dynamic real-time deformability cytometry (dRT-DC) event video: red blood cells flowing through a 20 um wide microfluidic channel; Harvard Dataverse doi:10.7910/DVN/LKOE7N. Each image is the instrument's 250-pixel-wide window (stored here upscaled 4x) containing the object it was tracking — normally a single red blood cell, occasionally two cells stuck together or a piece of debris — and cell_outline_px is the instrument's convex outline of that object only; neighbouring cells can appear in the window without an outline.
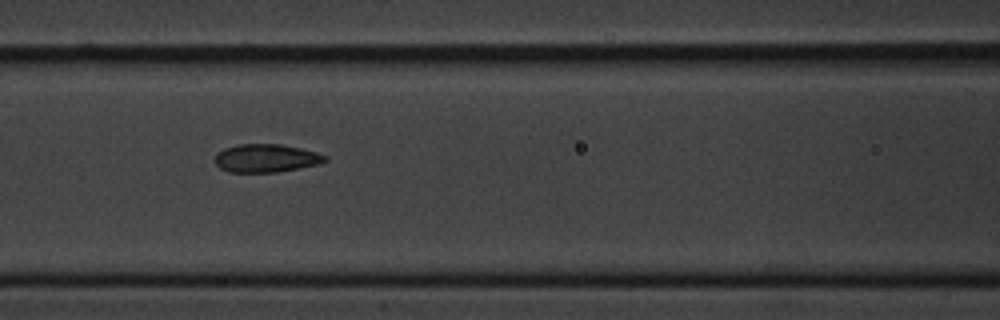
{"species": "common noctule bat (a hibernating species)", "species_latin": "Nyctalus noctula", "temperature_condition": "cold", "stored_images_in_passage": 4, "camera_frame_rate_fps": 3000, "um_per_image_px": 0.085, "animal": {"sex": "male", "body_mass_g": 20.1, "forearm_length_mm": 53.5}, "frame": {"image": 1, "passage_image": 3, "time_ms": 2.333, "image_size_px": [1000, 320], "cell_outline_px": [[328, 160], [316, 164], [276, 172], [232, 172], [220, 168], [212, 160], [216, 152], [224, 148], [240, 144], [280, 144], [300, 148], [316, 152], [328, 156]], "centroid_in_image_um": [22.56, 13.43], "position_along_channel_um": 144.0, "area_um2": 18.03}}
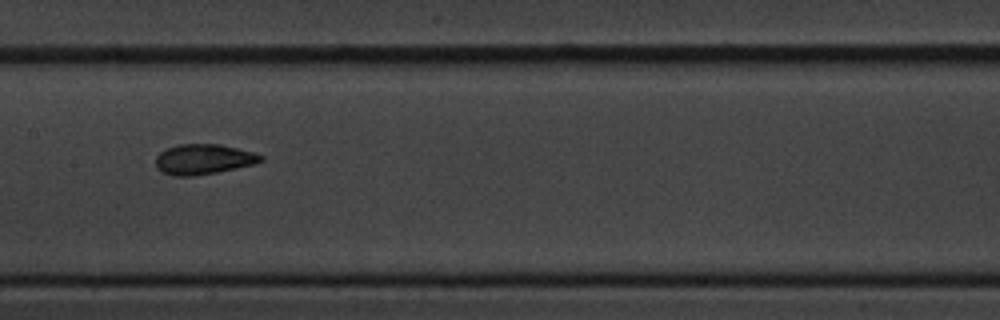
{"frame": {"image": 2, "passage_image": 4, "time_ms": 3.667, "image_size_px": [1000, 320], "cell_outline_px": [[264, 160], [256, 164], [216, 172], [192, 176], [172, 176], [160, 172], [156, 168], [156, 156], [164, 148], [176, 144], [220, 144], [252, 152], [264, 156]], "centroid_in_image_um": [17.26, 13.53], "position_along_channel_um": 190.1, "area_um2": 18.73}}